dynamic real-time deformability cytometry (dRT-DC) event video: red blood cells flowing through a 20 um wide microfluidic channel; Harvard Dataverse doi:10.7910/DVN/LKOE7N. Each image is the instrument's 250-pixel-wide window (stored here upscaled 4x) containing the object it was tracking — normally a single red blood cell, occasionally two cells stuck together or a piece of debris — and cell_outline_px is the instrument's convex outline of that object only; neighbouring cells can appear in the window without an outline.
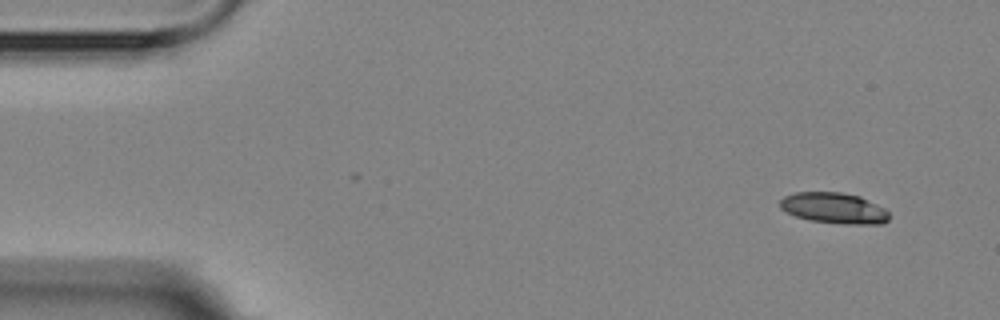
{"species": "Egyptian fruit bat (a non-hibernating species)", "species_latin": "Rousettus aegyptiacus", "temperature_condition": "room temperature", "stored_images_in_passage": 4, "camera_frame_rate_fps": 3000, "um_per_image_px": 0.085, "animal": {"sex": "female"}, "frame": {"image": 1, "passage_image": 1, "time_ms": 0.0, "image_size_px": [1000, 320], "cell_outline_px": [[888, 220], [884, 224], [844, 224], [812, 220], [796, 216], [780, 208], [780, 200], [784, 196], [796, 192], [840, 192], [860, 196], [884, 208], [888, 212]], "centroid_in_image_um": [70.9, 17.68], "position_along_channel_um": 14.1, "area_um2": 19.48}}